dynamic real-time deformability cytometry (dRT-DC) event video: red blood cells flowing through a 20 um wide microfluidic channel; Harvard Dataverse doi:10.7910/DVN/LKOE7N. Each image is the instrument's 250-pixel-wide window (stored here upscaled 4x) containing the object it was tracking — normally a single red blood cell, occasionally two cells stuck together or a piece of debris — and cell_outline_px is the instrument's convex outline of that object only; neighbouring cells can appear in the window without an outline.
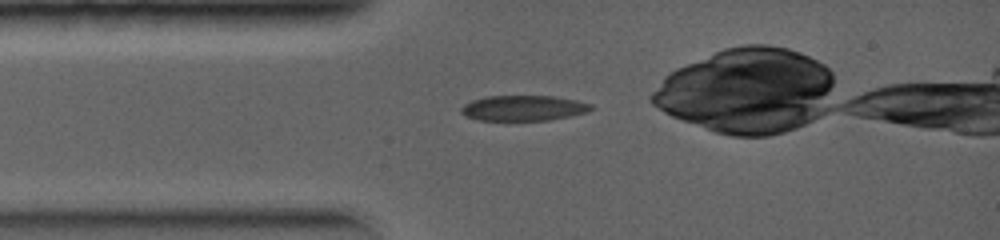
{"species": "common noctule bat (a hibernating species)", "species_latin": "Nyctalus noctula", "temperature_condition": "warm", "stored_images_in_passage": 34, "camera_frame_rate_fps": 5000, "um_per_image_px": 0.085, "animal": {"sex": "female", "body_mass_g": 19.0, "forearm_length_mm": 56.7}, "frame": {"image": 1, "passage_image": 2, "time_ms": 0.2, "image_size_px": [1000, 240], "cell_outline_px": [[596, 108], [588, 112], [572, 116], [548, 120], [476, 120], [460, 112], [460, 108], [464, 104], [472, 100], [484, 96], [552, 96], [576, 100], [592, 104]], "centroid_in_image_um": [44.53, 9.18], "position_along_channel_um": 40.5, "area_um2": 19.36}}
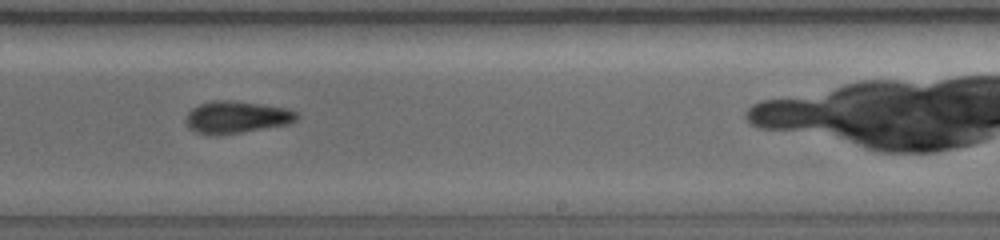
{"frame": {"image": 2, "passage_image": 19, "time_ms": 3.8, "image_size_px": [1000, 240], "cell_outline_px": [[296, 120], [288, 124], [240, 132], [212, 136], [196, 132], [188, 128], [184, 120], [188, 112], [192, 108], [200, 104], [212, 100], [232, 100], [288, 108], [296, 112]], "centroid_in_image_um": [20.04, 9.96], "position_along_channel_um": 269.0, "area_um2": 20.75}}
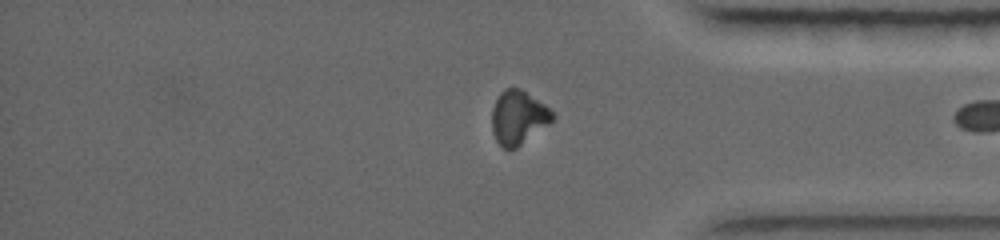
{"frame": {"image": 3, "passage_image": 28, "time_ms": 5.8, "image_size_px": [1000, 240], "cell_outline_px": [[556, 116], [548, 124], [516, 148], [504, 148], [496, 140], [492, 132], [492, 108], [500, 92], [504, 88], [520, 88], [544, 104]], "centroid_in_image_um": [44.03, 9.97], "position_along_channel_um": 391.2, "area_um2": 18.73}}